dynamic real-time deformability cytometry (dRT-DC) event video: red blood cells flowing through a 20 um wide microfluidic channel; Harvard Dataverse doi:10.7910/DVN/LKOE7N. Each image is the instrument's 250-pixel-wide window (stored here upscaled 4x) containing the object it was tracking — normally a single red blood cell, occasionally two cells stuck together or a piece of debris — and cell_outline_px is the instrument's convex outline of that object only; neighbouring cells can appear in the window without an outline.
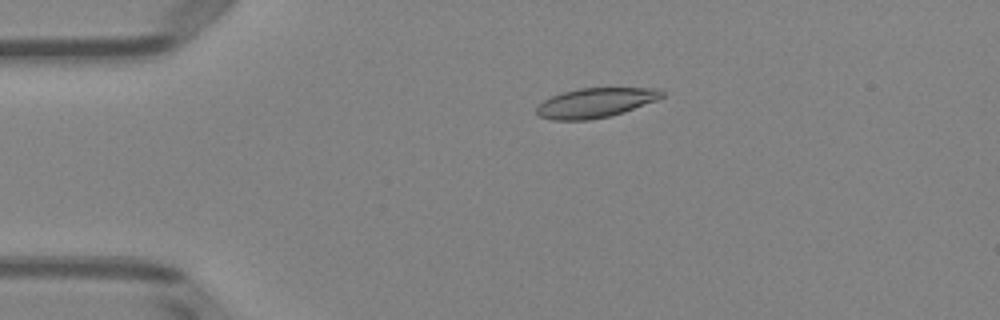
{"species": "Egyptian fruit bat (a non-hibernating species)", "species_latin": "Rousettus aegyptiacus", "temperature_condition": "room temperature", "stored_images_in_passage": 51, "camera_frame_rate_fps": 3000, "um_per_image_px": 0.085, "animal": {"sex": "female"}, "frame": {"image": 1, "passage_image": 11, "time_ms": 3.333, "image_size_px": [1000, 320], "cell_outline_px": [[664, 96], [656, 100], [624, 112], [608, 116], [588, 120], [552, 120], [540, 116], [536, 112], [536, 108], [544, 100], [552, 96], [564, 92], [580, 88], [660, 88], [664, 92]], "centroid_in_image_um": [50.63, 8.73], "position_along_channel_um": 34.4, "area_um2": 21.44}}
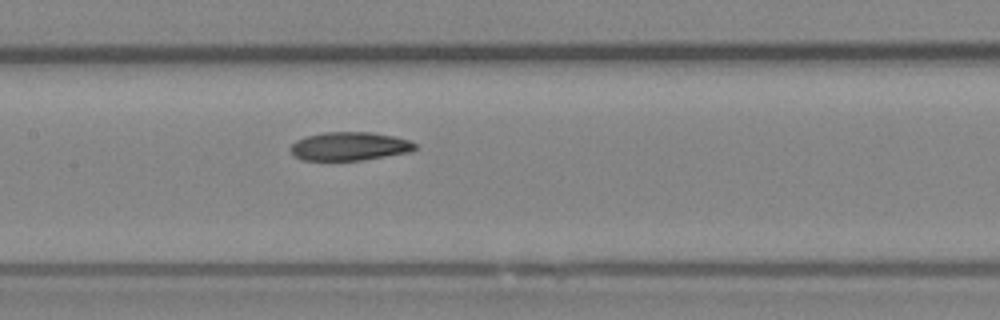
{"frame": {"image": 2, "passage_image": 25, "time_ms": 8.0, "image_size_px": [1000, 320], "cell_outline_px": [[416, 148], [412, 152], [364, 160], [300, 160], [292, 156], [292, 144], [296, 140], [304, 136], [324, 132], [372, 132], [392, 136], [408, 140], [416, 144]], "centroid_in_image_um": [29.7, 12.44], "position_along_channel_um": 177.7, "area_um2": 20.81}}
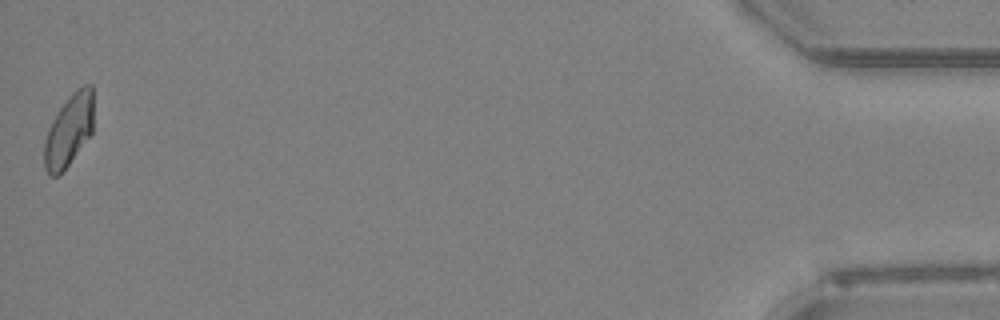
{"frame": {"image": 3, "passage_image": 51, "time_ms": 16.667, "image_size_px": [1000, 320], "cell_outline_px": [[92, 132], [68, 164], [56, 176], [52, 176], [44, 168], [44, 144], [48, 128], [52, 120], [68, 96], [76, 88], [84, 84], [92, 84]], "centroid_in_image_um": [5.84, 11.03], "position_along_channel_um": 429.4, "area_um2": 20.29}, "authors_computed_cell_mechanics": {"area_um2": 21.2126, "velocity_mm_per_s": 3.9833, "shape_relaxation_time_tau1_ms": null, "shape_relaxation_time_tau2_ms": 7.9275, "deformation_change_tau1": null, "deformation_change_tau2": 0.1414}}